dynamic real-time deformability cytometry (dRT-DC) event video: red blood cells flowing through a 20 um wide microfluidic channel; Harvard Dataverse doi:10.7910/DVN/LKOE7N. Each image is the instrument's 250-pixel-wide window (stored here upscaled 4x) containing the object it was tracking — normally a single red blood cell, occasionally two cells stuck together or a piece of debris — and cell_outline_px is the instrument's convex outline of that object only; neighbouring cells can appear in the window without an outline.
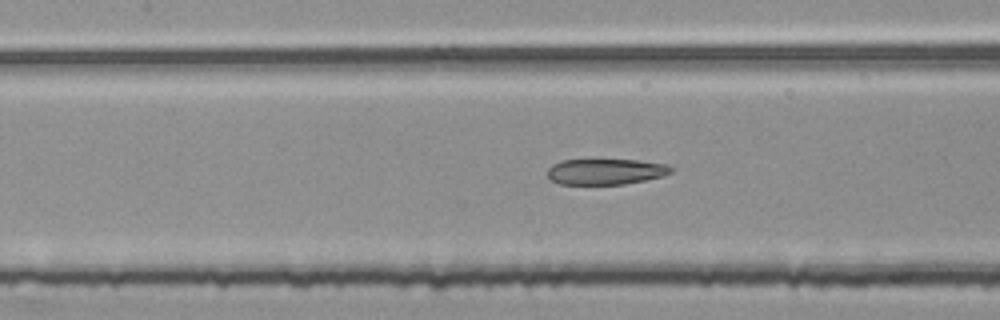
{"species": "common noctule bat (a hibernating species)", "species_latin": "Nyctalus noctula", "temperature_condition": "room temperature", "stored_images_in_passage": 51, "segment_of_instrument_passage": [2, 2], "camera_frame_rate_fps": 3000, "um_per_image_px": 0.085, "animal": {"sex": "female", "body_mass_g": 25.1}, "frame": {"image": 1, "passage_image": 21, "time_ms": 6.667, "image_size_px": [1000, 320], "cell_outline_px": [[672, 172], [664, 176], [624, 184], [560, 184], [552, 180], [548, 176], [548, 168], [552, 164], [560, 160], [640, 160], [668, 164], [672, 168]], "centroid_in_image_um": [51.5, 14.58], "position_along_channel_um": 155.9, "area_um2": 18.61}}
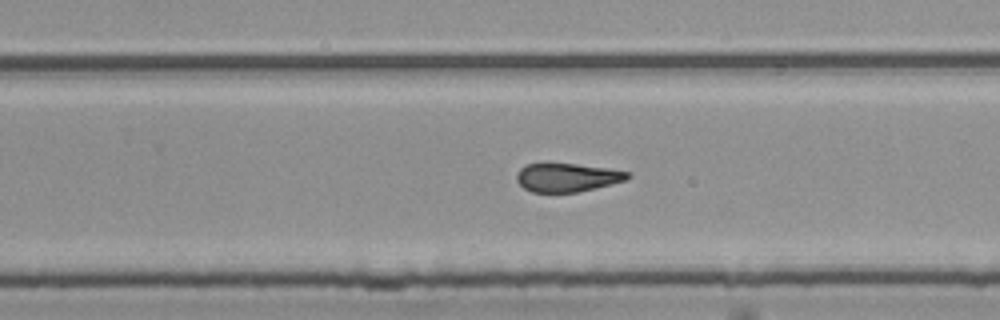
{"frame": {"image": 2, "passage_image": 31, "time_ms": 10.0, "image_size_px": [1000, 320], "cell_outline_px": [[632, 176], [628, 180], [576, 192], [532, 192], [524, 188], [516, 180], [516, 172], [520, 168], [528, 164], [576, 164], [608, 168], [632, 172]], "centroid_in_image_um": [48.24, 15.08], "position_along_channel_um": 281.6, "area_um2": 18.44}}
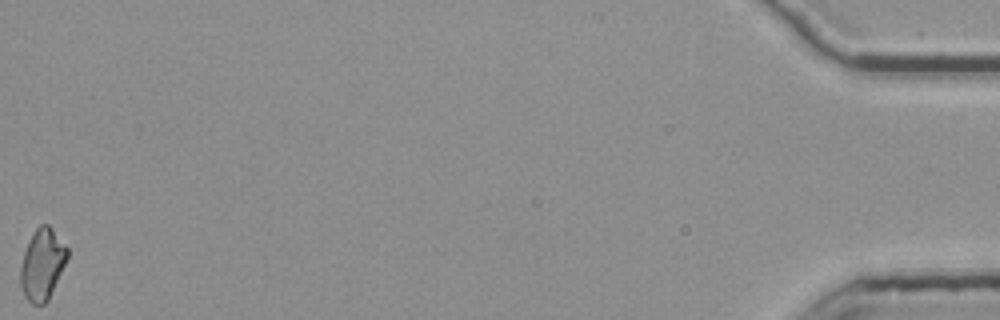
{"frame": {"image": 3, "passage_image": 51, "time_ms": 16.667, "image_size_px": [1000, 320], "cell_outline_px": [[68, 256], [48, 300], [44, 304], [32, 304], [24, 296], [20, 288], [20, 268], [24, 252], [28, 240], [36, 228], [40, 224], [48, 224], [52, 228], [68, 248]], "centroid_in_image_um": [3.57, 22.46], "position_along_channel_um": 431.6, "area_um2": 19.36}}